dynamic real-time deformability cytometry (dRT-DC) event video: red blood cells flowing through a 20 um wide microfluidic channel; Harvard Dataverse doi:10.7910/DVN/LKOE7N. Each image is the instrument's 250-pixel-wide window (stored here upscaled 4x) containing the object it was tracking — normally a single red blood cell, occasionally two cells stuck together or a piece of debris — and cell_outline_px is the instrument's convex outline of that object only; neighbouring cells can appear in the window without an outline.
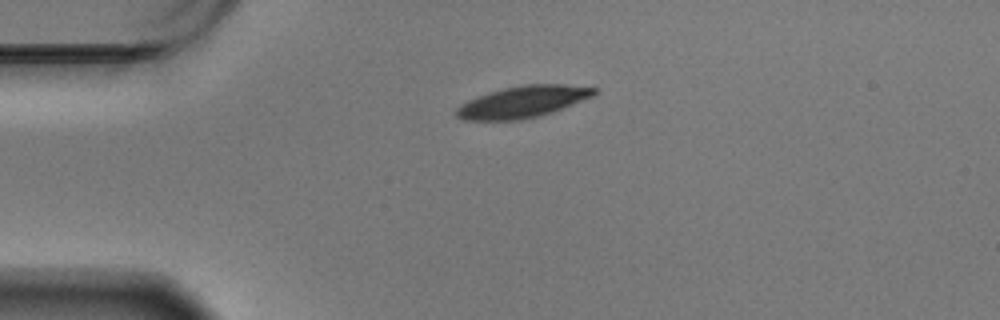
{"species": "Egyptian fruit bat (a non-hibernating species)", "species_latin": "Rousettus aegyptiacus", "temperature_condition": "warm", "stored_images_in_passage": 46, "camera_frame_rate_fps": 3000, "um_per_image_px": 0.085, "animal": {"sex": "male"}, "frame": {"image": 1, "passage_image": 1, "time_ms": 0.0, "image_size_px": [1000, 320], "cell_outline_px": [[600, 92], [592, 96], [552, 112], [540, 116], [520, 120], [464, 120], [456, 116], [456, 108], [460, 104], [476, 96], [488, 92], [504, 88], [524, 84], [564, 84], [600, 88]], "centroid_in_image_um": [44.44, 8.65], "position_along_channel_um": 40.6, "area_um2": 25.55}}
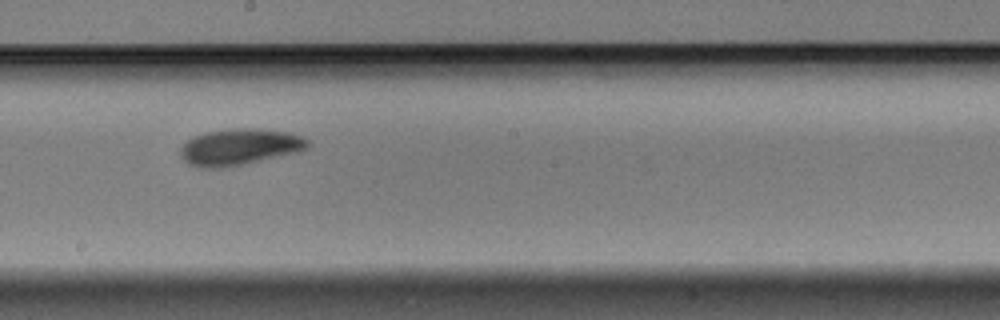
{"frame": {"image": 2, "passage_image": 20, "time_ms": 6.333, "image_size_px": [1000, 320], "cell_outline_px": [[308, 148], [296, 152], [244, 164], [220, 168], [200, 168], [188, 164], [180, 156], [180, 148], [192, 136], [204, 132], [236, 128], [260, 128], [288, 132], [300, 136], [308, 140]], "centroid_in_image_um": [20.32, 12.48], "position_along_channel_um": 227.9, "area_um2": 26.99}}
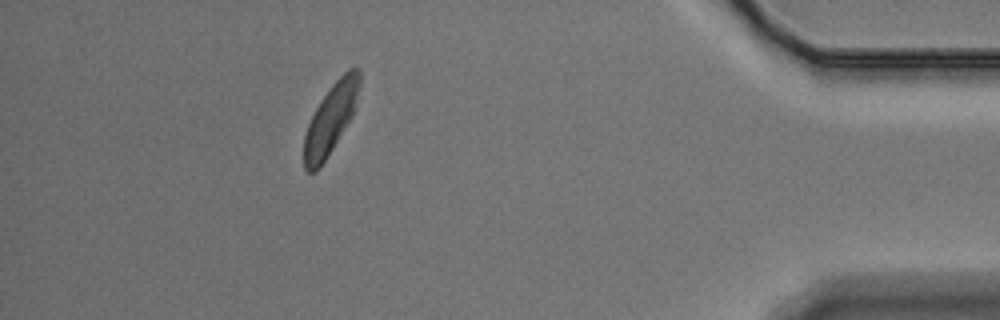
{"frame": {"image": 3, "passage_image": 40, "time_ms": 13.0, "image_size_px": [1000, 320], "cell_outline_px": [[360, 84], [352, 116], [320, 168], [316, 172], [308, 172], [304, 168], [304, 136], [308, 124], [320, 100], [332, 84], [348, 68], [356, 68], [360, 72]], "centroid_in_image_um": [28.09, 10.11], "position_along_channel_um": 407.1, "area_um2": 22.2}, "authors_computed_cell_mechanics": {"area_um2": 25.1719, "velocity_mm_per_s": 3.4146, "shape_relaxation_time_tau1_ms": 1.882, "shape_relaxation_time_tau2_ms": null, "deformation_change_tau1": 0.1155, "deformation_change_tau2": null}}